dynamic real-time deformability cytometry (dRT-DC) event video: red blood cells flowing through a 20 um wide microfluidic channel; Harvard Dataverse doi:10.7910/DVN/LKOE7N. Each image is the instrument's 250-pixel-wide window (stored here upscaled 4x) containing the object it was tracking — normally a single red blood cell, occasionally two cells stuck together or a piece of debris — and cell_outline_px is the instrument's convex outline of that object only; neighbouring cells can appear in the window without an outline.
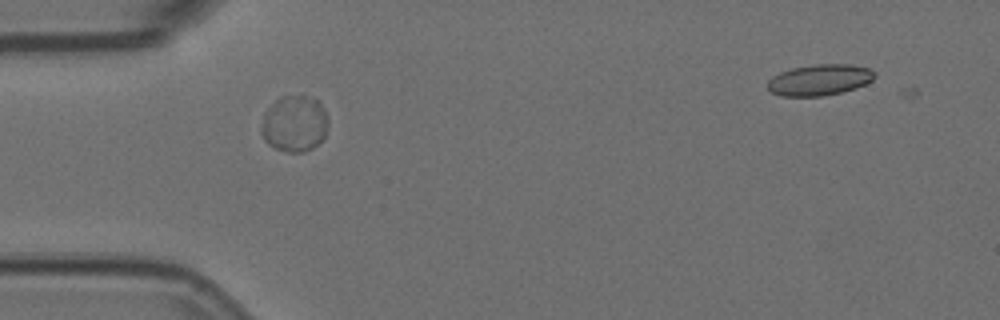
{"species": "Egyptian fruit bat (a non-hibernating species)", "species_latin": "Rousettus aegyptiacus", "temperature_condition": "room temperature", "stored_images_in_passage": 5, "camera_frame_rate_fps": 3000, "um_per_image_px": 0.085, "animal": {"sex": "female"}, "frame": {"image": 1, "passage_image": 1, "time_ms": 0.0, "image_size_px": [1000, 320], "cell_outline_px": [[328, 124], [324, 136], [312, 148], [304, 152], [288, 152], [276, 148], [268, 144], [264, 140], [264, 112], [280, 96], [300, 92], [316, 100], [324, 108], [328, 120]], "centroid_in_image_um": [25.06, 10.46], "position_along_channel_um": 59.9, "area_um2": 21.85}}
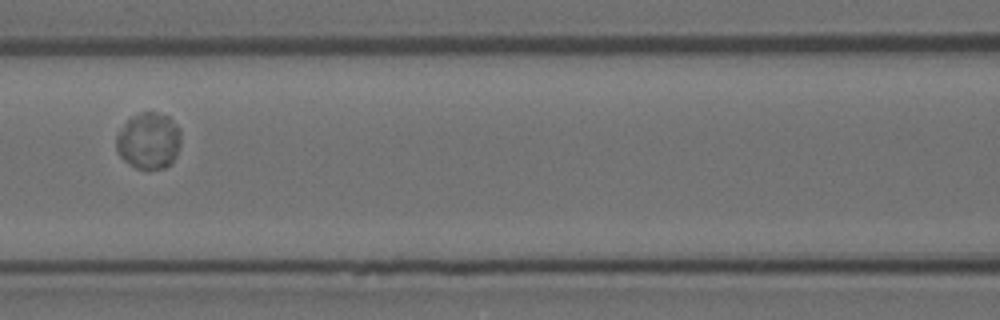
{"frame": {"image": 2, "passage_image": 3, "time_ms": 0.667, "image_size_px": [1000, 320], "cell_outline_px": [[180, 144], [176, 156], [164, 168], [136, 168], [124, 160], [120, 156], [116, 148], [116, 136], [124, 124], [132, 116], [140, 112], [152, 112], [168, 116], [180, 128]], "centroid_in_image_um": [12.64, 11.95], "position_along_channel_um": 154.0, "area_um2": 21.04}}
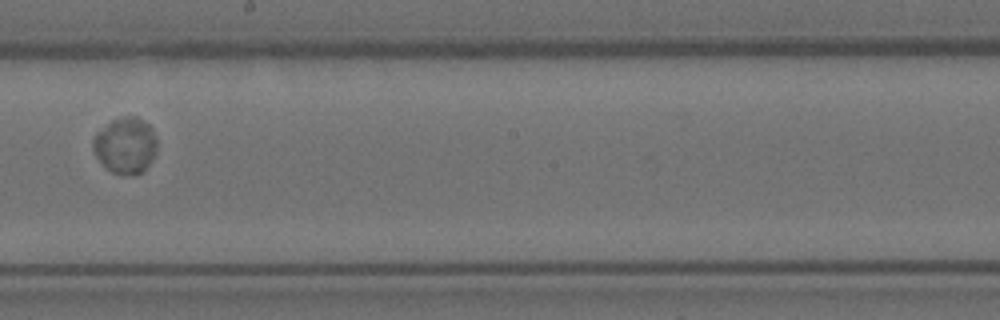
{"frame": {"image": 3, "passage_image": 5, "time_ms": 1.333, "image_size_px": [1000, 320], "cell_outline_px": [[156, 152], [144, 172], [112, 172], [96, 156], [92, 148], [92, 140], [96, 132], [112, 120], [128, 116], [136, 116], [148, 124], [152, 128], [156, 136]], "centroid_in_image_um": [10.66, 12.31], "position_along_channel_um": 237.5, "area_um2": 20.46}}